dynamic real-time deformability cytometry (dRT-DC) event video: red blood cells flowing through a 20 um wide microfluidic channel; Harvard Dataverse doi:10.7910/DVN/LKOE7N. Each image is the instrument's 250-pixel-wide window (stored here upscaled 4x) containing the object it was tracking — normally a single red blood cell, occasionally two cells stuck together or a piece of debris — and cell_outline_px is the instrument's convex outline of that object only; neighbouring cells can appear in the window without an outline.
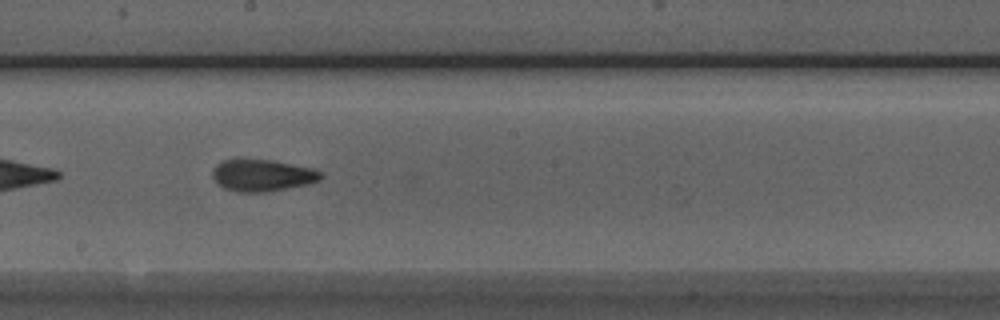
{"species": "Egyptian fruit bat (a non-hibernating species)", "species_latin": "Rousettus aegyptiacus", "temperature_condition": "room temperature", "stored_images_in_passage": 20, "camera_frame_rate_fps": 3000, "um_per_image_px": 0.085, "animal": {"sex": "male"}, "frame": {"image": 1, "passage_image": 14, "time_ms": 4.333, "image_size_px": [1000, 320], "cell_outline_px": [[324, 176], [320, 180], [308, 184], [264, 192], [236, 192], [224, 188], [216, 184], [212, 176], [212, 172], [216, 164], [224, 160], [236, 156], [240, 156], [272, 160], [312, 168], [320, 172]], "centroid_in_image_um": [22.22, 14.86], "position_along_channel_um": 226.0, "area_um2": 20.75}}
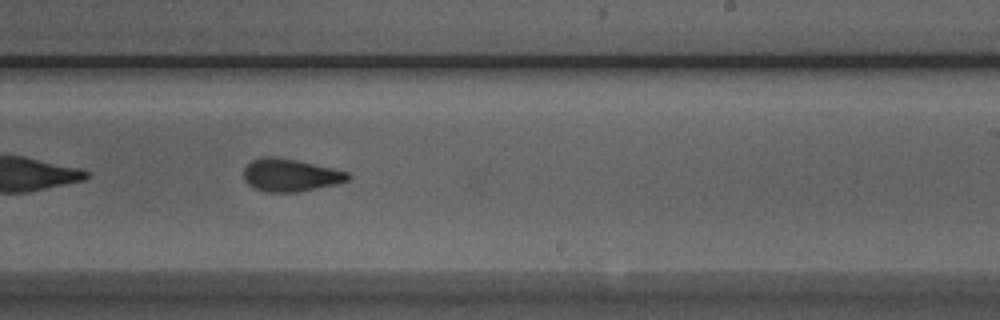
{"frame": {"image": 2, "passage_image": 17, "time_ms": 5.333, "image_size_px": [1000, 320], "cell_outline_px": [[352, 176], [348, 180], [336, 184], [296, 192], [264, 192], [252, 188], [244, 180], [244, 168], [252, 160], [260, 156], [276, 156], [296, 160], [332, 168], [348, 172]], "centroid_in_image_um": [24.64, 14.88], "position_along_channel_um": 264.4, "area_um2": 19.94}}